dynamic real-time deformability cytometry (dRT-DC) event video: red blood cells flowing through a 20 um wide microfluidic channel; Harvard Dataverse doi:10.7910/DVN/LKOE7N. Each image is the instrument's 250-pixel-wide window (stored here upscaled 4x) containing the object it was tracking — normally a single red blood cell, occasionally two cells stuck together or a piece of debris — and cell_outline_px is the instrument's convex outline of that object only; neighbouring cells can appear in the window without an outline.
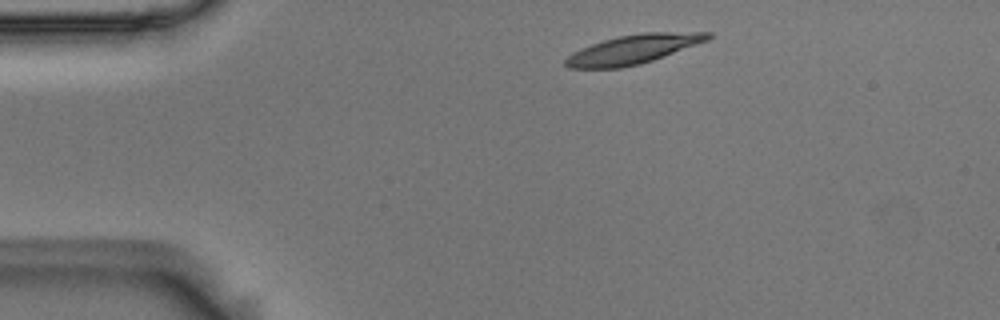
{"species": "Egyptian fruit bat (a non-hibernating species)", "species_latin": "Rousettus aegyptiacus", "temperature_condition": "room temperature", "stored_images_in_passage": 8, "camera_frame_rate_fps": 3000, "um_per_image_px": 0.085, "animal": {"sex": "male"}, "frame": {"image": 1, "passage_image": 1, "time_ms": 0.0, "image_size_px": [1000, 320], "cell_outline_px": [[712, 36], [708, 40], [652, 60], [640, 64], [620, 68], [568, 68], [564, 64], [564, 60], [572, 52], [580, 48], [616, 36], [640, 32], [712, 32]], "centroid_in_image_um": [53.79, 4.18], "position_along_channel_um": 31.2, "area_um2": 24.1}}
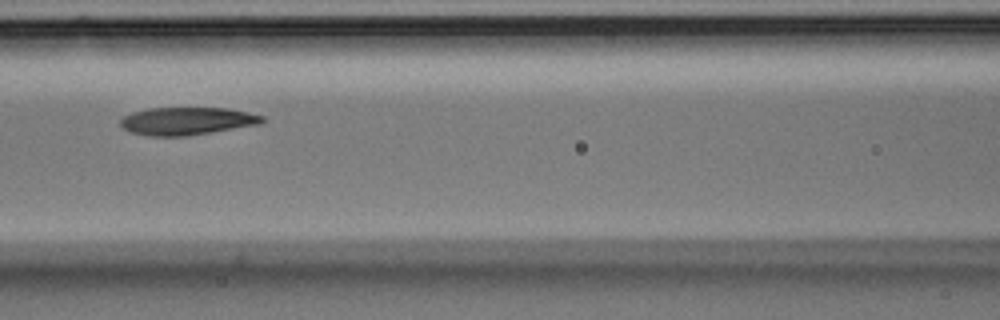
{"frame": {"image": 2, "passage_image": 5, "time_ms": 1.333, "image_size_px": [1000, 320], "cell_outline_px": [[264, 120], [260, 124], [212, 132], [184, 136], [148, 136], [132, 132], [124, 128], [120, 124], [120, 120], [124, 116], [132, 112], [148, 108], [228, 108], [248, 112], [264, 116]], "centroid_in_image_um": [15.89, 10.28], "position_along_channel_um": 150.7, "area_um2": 22.83}}
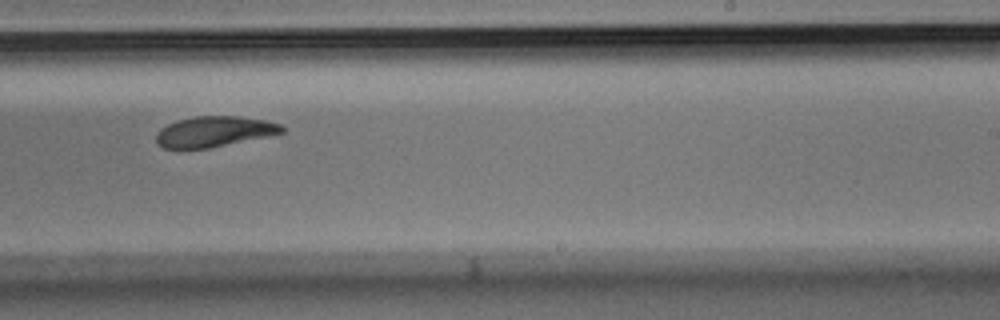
{"frame": {"image": 3, "passage_image": 8, "time_ms": 2.333, "image_size_px": [1000, 320], "cell_outline_px": [[284, 132], [208, 148], [164, 148], [156, 144], [156, 132], [160, 128], [176, 120], [196, 116], [240, 116], [264, 120], [280, 124], [284, 128]], "centroid_in_image_um": [18.14, 11.17], "position_along_channel_um": 270.9, "area_um2": 22.14}}